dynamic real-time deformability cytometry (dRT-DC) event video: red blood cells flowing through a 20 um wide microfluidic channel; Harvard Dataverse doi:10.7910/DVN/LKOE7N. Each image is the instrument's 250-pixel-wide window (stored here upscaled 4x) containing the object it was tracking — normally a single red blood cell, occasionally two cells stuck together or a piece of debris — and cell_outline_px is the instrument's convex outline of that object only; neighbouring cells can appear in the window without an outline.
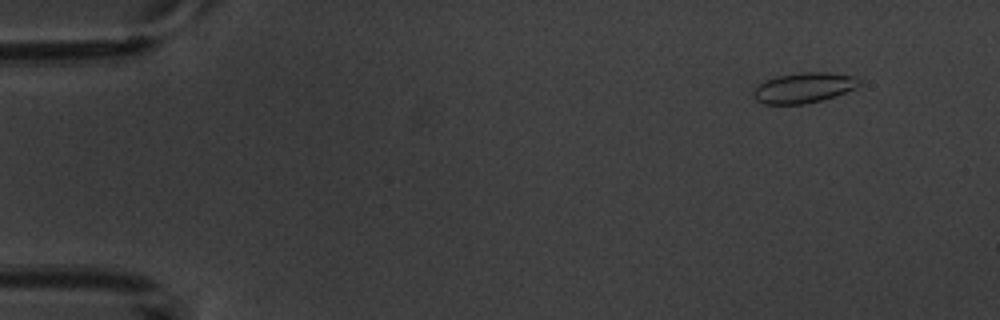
{"species": "common noctule bat (a hibernating species)", "species_latin": "Nyctalus noctula", "temperature_condition": "warm", "stored_images_in_passage": 5, "camera_frame_rate_fps": 3000, "um_per_image_px": 0.085, "animal": {"sex": "male", "body_mass_g": 20.1, "forearm_length_mm": 53.5}, "frame": {"image": 1, "passage_image": 1, "time_ms": 0.0, "image_size_px": [1000, 320], "cell_outline_px": [[860, 84], [856, 88], [836, 96], [804, 104], [764, 104], [756, 100], [752, 96], [752, 92], [764, 80], [776, 76], [800, 72], [828, 72], [856, 76], [860, 80]], "centroid_in_image_um": [68.32, 7.45], "position_along_channel_um": 16.7, "area_um2": 18.84}}